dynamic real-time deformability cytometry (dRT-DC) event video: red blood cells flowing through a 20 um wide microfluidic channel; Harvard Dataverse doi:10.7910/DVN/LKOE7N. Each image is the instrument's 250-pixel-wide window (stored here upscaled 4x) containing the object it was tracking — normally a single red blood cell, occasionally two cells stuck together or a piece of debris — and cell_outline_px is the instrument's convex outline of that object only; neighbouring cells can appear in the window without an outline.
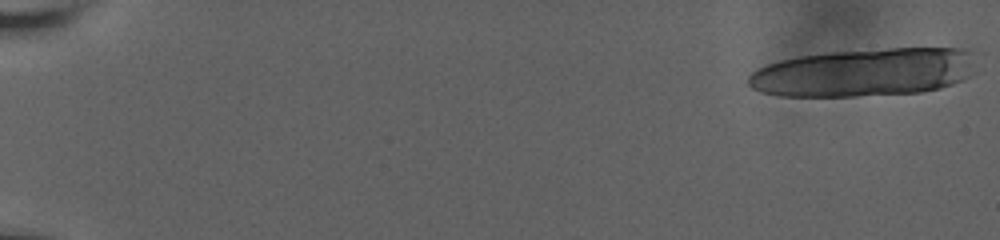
{"species": "human", "species_latin": "Homo sapiens", "temperature_condition": "room temperature", "stored_images_in_passage": 27, "camera_frame_rate_fps": 3000, "um_per_image_px": 0.085, "donor": {"sex": "male"}, "frame": {"image": 1, "passage_image": 1, "time_ms": 0.0, "image_size_px": [1000, 240], "cell_outline_px": [[976, 72], [964, 80], [940, 88], [920, 92], [856, 96], [780, 96], [764, 92], [752, 88], [748, 84], [748, 76], [752, 72], [768, 64], [780, 60], [800, 56], [828, 52], [888, 48], [964, 48], [968, 52]], "centroid_in_image_um": [73.47, 6.15], "position_along_channel_um": 11.5, "area_um2": 63.75}}
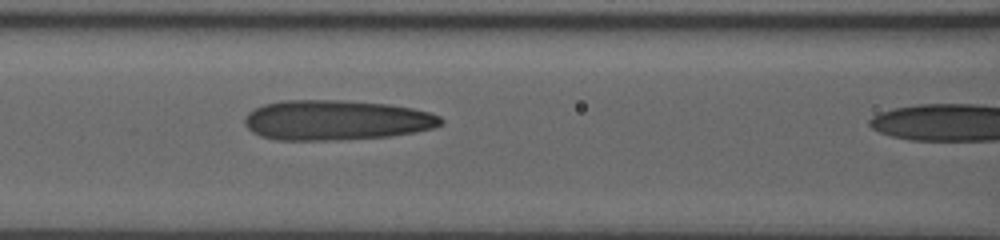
{"frame": {"image": 2, "passage_image": 26, "time_ms": 8.333, "image_size_px": [1000, 240], "cell_outline_px": [[444, 124], [432, 128], [412, 132], [388, 136], [336, 140], [276, 140], [260, 136], [252, 132], [244, 124], [244, 116], [252, 108], [264, 104], [280, 100], [344, 100], [388, 104], [412, 108], [428, 112], [440, 116], [444, 120]], "centroid_in_image_um": [28.52, 10.2], "position_along_channel_um": 138.1, "area_um2": 46.07}}